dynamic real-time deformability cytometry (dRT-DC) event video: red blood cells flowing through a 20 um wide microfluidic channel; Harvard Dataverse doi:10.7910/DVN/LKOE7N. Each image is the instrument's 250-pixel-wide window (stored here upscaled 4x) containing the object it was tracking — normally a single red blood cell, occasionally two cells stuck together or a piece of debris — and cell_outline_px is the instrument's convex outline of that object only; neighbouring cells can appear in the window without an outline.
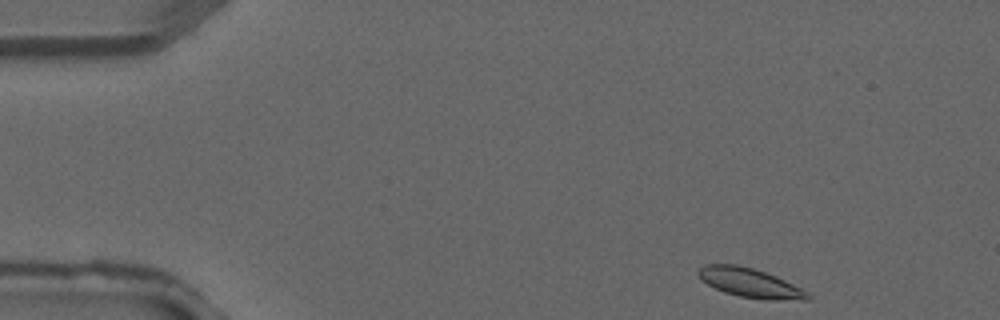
{"species": "common noctule bat (a hibernating species)", "species_latin": "Nyctalus noctula", "temperature_condition": "warm", "stored_images_in_passage": 2, "camera_frame_rate_fps": 3000, "um_per_image_px": 0.085, "animal": {"sex": "male", "forearm_length_mm": 52.5}, "frame": {"image": 1, "passage_image": 1, "time_ms": 0.0, "image_size_px": [1000, 320], "cell_outline_px": [[812, 296], [808, 300], [768, 300], [740, 296], [724, 292], [700, 280], [696, 272], [704, 264], [736, 264], [752, 268], [776, 276], [800, 288]], "centroid_in_image_um": [63.72, 24.04], "position_along_channel_um": 21.3, "area_um2": 18.5}}